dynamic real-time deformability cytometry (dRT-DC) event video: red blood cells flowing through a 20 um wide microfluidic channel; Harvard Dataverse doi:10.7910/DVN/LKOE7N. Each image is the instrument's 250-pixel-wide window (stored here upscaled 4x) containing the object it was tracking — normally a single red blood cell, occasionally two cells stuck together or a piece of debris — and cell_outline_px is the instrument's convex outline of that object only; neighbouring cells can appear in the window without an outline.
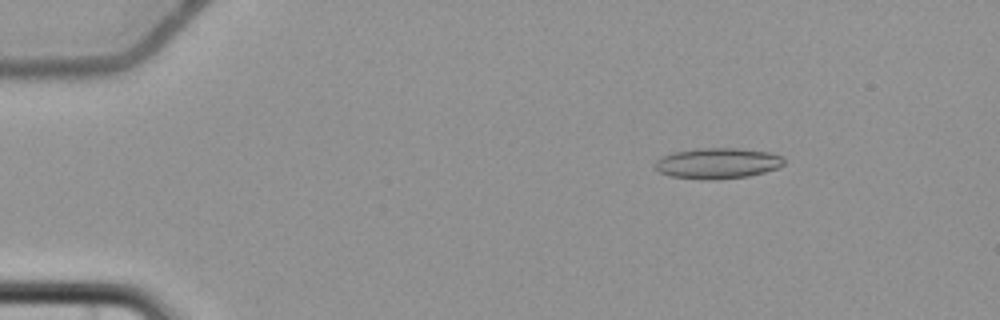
{"species": "common noctule bat (a hibernating species)", "species_latin": "Nyctalus noctula", "temperature_condition": "cold", "stored_images_in_passage": 7, "camera_frame_rate_fps": 3000, "um_per_image_px": 0.085, "animal": {"sex": "female", "body_mass_g": 22.7, "forearm_length_mm": 54.2}, "frame": {"image": 1, "passage_image": 3, "time_ms": 2.333, "image_size_px": [1000, 320], "cell_outline_px": [[784, 164], [776, 168], [764, 172], [748, 176], [712, 180], [708, 180], [672, 176], [660, 172], [656, 168], [656, 160], [672, 152], [700, 148], [736, 148], [772, 152], [784, 156]], "centroid_in_image_um": [61.04, 13.87], "position_along_channel_um": 24.0, "area_um2": 23.0}}
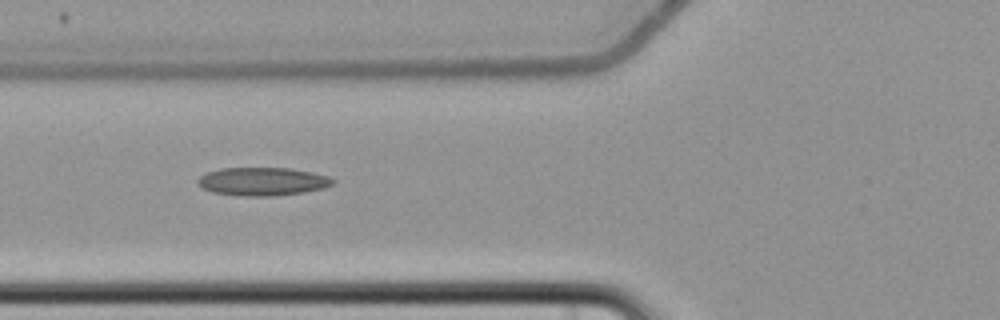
{"frame": {"image": 2, "passage_image": 6, "time_ms": 7.0, "image_size_px": [1000, 320], "cell_outline_px": [[336, 180], [332, 184], [324, 188], [304, 192], [272, 196], [240, 196], [212, 192], [200, 188], [196, 184], [196, 180], [200, 176], [208, 172], [220, 168], [288, 168], [312, 172], [328, 176]], "centroid_in_image_um": [22.27, 15.43], "position_along_channel_um": 103.5, "area_um2": 22.37}}
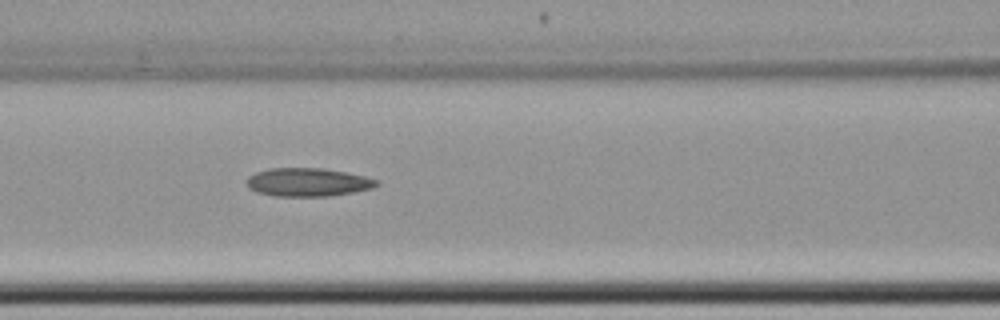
{"frame": {"image": 3, "passage_image": 7, "time_ms": 8.0, "image_size_px": [1000, 320], "cell_outline_px": [[380, 184], [372, 188], [332, 196], [272, 196], [256, 192], [248, 188], [248, 176], [256, 172], [268, 168], [324, 168], [364, 176], [376, 180]], "centroid_in_image_um": [26.14, 15.49], "position_along_channel_um": 140.5, "area_um2": 21.44}}